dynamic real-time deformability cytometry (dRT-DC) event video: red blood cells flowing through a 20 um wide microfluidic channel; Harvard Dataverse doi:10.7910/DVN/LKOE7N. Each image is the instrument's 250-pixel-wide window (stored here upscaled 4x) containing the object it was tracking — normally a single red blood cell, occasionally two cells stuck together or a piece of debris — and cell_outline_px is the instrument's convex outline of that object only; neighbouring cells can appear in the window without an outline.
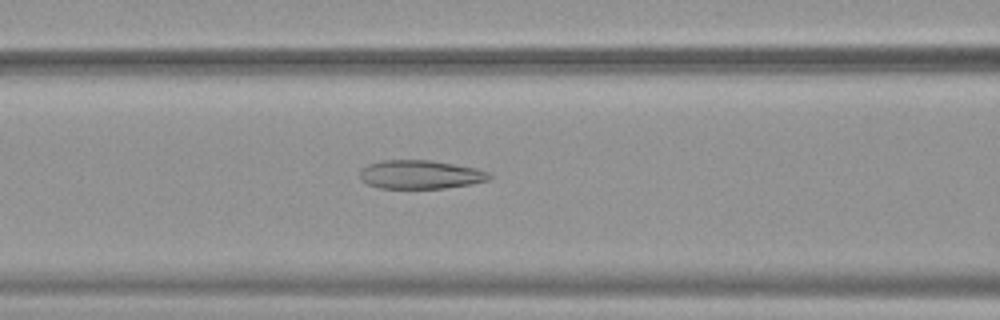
{"species": "common noctule bat (a hibernating species)", "species_latin": "Nyctalus noctula", "temperature_condition": "warm", "stored_images_in_passage": 20, "camera_frame_rate_fps": 3000, "um_per_image_px": 0.085, "animal": {"sex": "female", "body_mass_g": 19.9}, "frame": {"image": 1, "passage_image": 12, "time_ms": 3.667, "image_size_px": [1000, 320], "cell_outline_px": [[492, 176], [488, 180], [472, 184], [444, 188], [380, 188], [368, 184], [360, 180], [360, 168], [368, 164], [380, 160], [432, 160], [476, 168], [488, 172]], "centroid_in_image_um": [35.7, 14.83], "position_along_channel_um": 130.9, "area_um2": 21.73}}
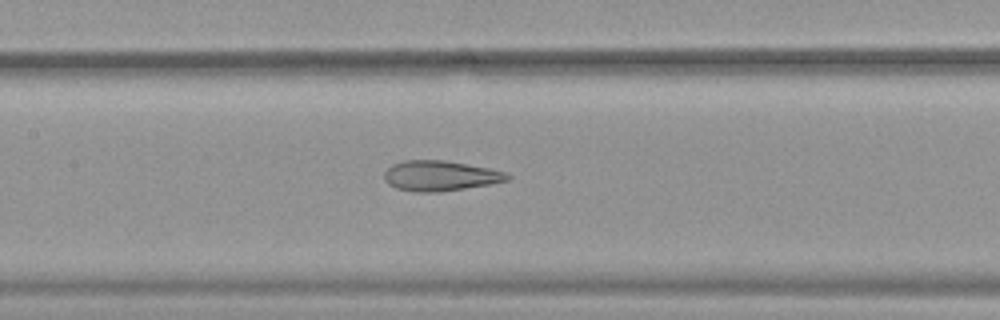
{"frame": {"image": 2, "passage_image": 15, "time_ms": 4.667, "image_size_px": [1000, 320], "cell_outline_px": [[512, 176], [508, 180], [492, 184], [440, 192], [416, 192], [396, 188], [388, 184], [384, 180], [384, 172], [392, 164], [404, 160], [444, 160], [488, 168], [504, 172]], "centroid_in_image_um": [37.39, 14.95], "position_along_channel_um": 170.0, "area_um2": 21.73}}
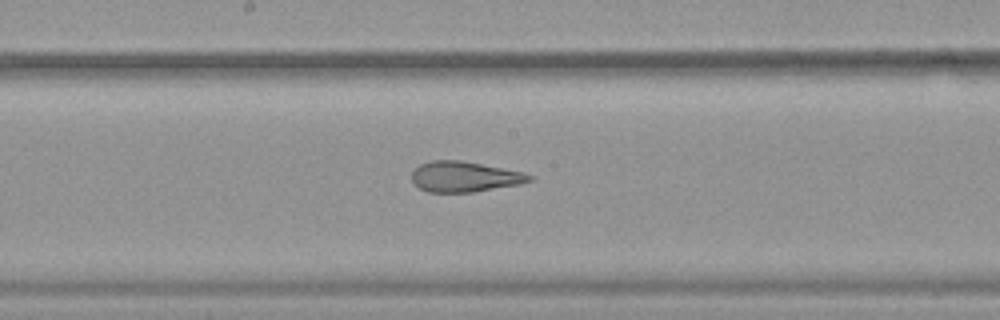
{"frame": {"image": 3, "passage_image": 18, "time_ms": 5.667, "image_size_px": [1000, 320], "cell_outline_px": [[532, 180], [520, 184], [472, 192], [428, 192], [420, 188], [412, 180], [412, 172], [420, 164], [432, 160], [460, 160], [524, 172], [532, 176]], "centroid_in_image_um": [39.48, 15.02], "position_along_channel_um": 208.7, "area_um2": 20.69}}